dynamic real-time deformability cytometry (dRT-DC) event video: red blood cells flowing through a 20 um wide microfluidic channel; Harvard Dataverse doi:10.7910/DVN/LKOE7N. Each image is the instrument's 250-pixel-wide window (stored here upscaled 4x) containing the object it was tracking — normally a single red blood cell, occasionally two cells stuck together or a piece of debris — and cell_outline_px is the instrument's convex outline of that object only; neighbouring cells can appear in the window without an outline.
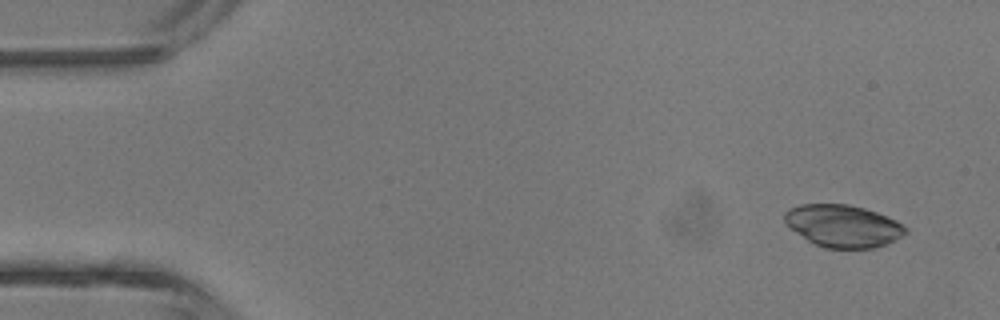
{"species": "common noctule bat (a hibernating species)", "species_latin": "Nyctalus noctula", "temperature_condition": "room temperature", "stored_images_in_passage": 4, "camera_frame_rate_fps": 3000, "um_per_image_px": 0.085, "animal": {"sex": "male", "body_mass_g": 13.3}, "frame": {"image": 1, "passage_image": 1, "time_ms": 0.0, "image_size_px": [1000, 320], "cell_outline_px": [[908, 232], [896, 240], [876, 248], [824, 248], [808, 240], [796, 232], [784, 220], [784, 212], [788, 208], [800, 204], [848, 204], [864, 208], [888, 216], [896, 220], [908, 228]], "centroid_in_image_um": [71.69, 19.2], "position_along_channel_um": 13.3, "area_um2": 29.88}}
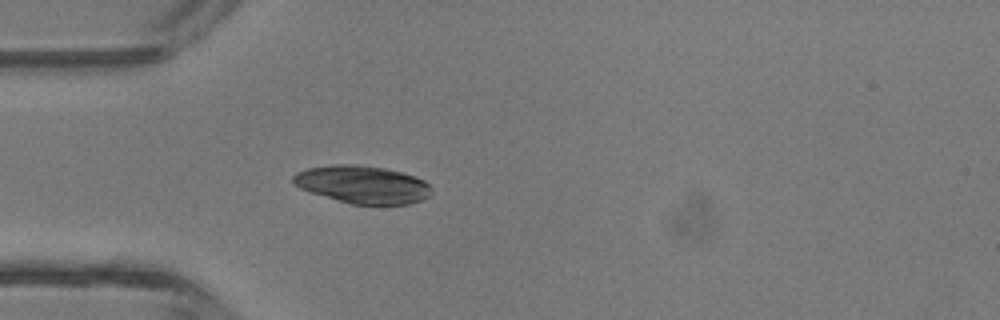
{"frame": {"image": 2, "passage_image": 4, "time_ms": 3.333, "image_size_px": [1000, 320], "cell_outline_px": [[432, 192], [428, 196], [420, 200], [408, 204], [352, 204], [308, 192], [292, 184], [292, 176], [296, 172], [308, 168], [332, 164], [356, 164], [384, 168], [416, 176], [424, 180], [432, 188]], "centroid_in_image_um": [30.78, 15.67], "position_along_channel_um": 54.2, "area_um2": 30.52}}